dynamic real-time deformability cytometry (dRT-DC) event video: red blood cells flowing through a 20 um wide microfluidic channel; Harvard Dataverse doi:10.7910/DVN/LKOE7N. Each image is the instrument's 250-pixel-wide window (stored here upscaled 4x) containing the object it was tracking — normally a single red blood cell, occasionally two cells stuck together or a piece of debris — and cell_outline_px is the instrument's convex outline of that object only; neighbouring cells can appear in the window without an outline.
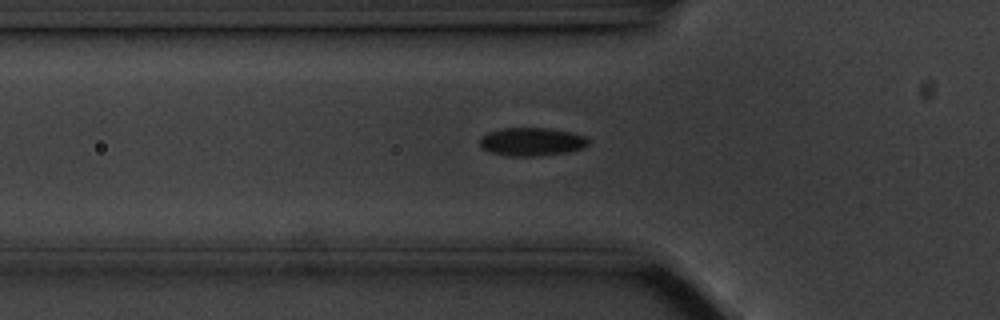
{"species": "common noctule bat (a hibernating species)", "species_latin": "Nyctalus noctula", "temperature_condition": "cold", "stored_images_in_passage": 40, "camera_frame_rate_fps": 3000, "um_per_image_px": 0.085, "animal": {"sex": "male", "body_mass_g": 20.1, "forearm_length_mm": 53.5}, "frame": {"image": 1, "passage_image": 7, "time_ms": 2.0, "image_size_px": [1000, 320], "cell_outline_px": [[588, 144], [584, 148], [568, 152], [540, 156], [508, 156], [488, 152], [480, 144], [480, 136], [488, 132], [504, 128], [548, 128], [568, 132], [584, 136], [588, 140]], "centroid_in_image_um": [45.17, 12.06], "position_along_channel_um": 80.6, "area_um2": 17.86}, "authors_computed_cell_mechanics": {"area_um2": 17.918, "velocity_mm_per_s": 3.5294, "shape_relaxation_time_tau1_ms": 2.8686, "shape_relaxation_time_tau2_ms": null, "deformation_change_tau1": 0.0736, "deformation_change_tau2": null}}